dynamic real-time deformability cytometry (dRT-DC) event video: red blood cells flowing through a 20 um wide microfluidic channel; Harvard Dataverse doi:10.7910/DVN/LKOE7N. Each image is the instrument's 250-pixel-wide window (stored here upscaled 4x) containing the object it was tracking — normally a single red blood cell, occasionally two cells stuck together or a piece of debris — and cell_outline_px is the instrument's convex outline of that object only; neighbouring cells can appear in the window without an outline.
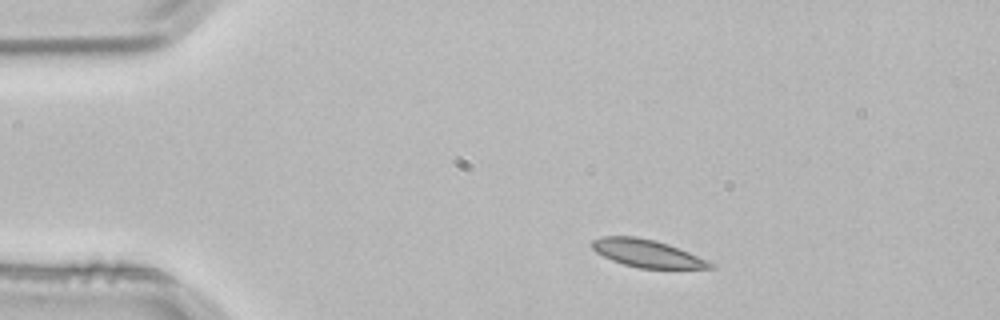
{"species": "common noctule bat (a hibernating species)", "species_latin": "Nyctalus noctula", "temperature_condition": "room temperature", "stored_images_in_passage": 2, "camera_frame_rate_fps": 3000, "um_per_image_px": 0.085, "animal": {"sex": "male", "body_mass_g": 21.5, "forearm_length_mm": 52.0}, "frame": {"image": 1, "passage_image": 1, "time_ms": 0.0, "image_size_px": [1000, 320], "cell_outline_px": [[716, 268], [640, 268], [624, 264], [612, 260], [596, 252], [592, 248], [592, 240], [604, 236], [636, 236], [656, 240], [668, 244], [708, 260], [716, 264]], "centroid_in_image_um": [55.02, 21.53], "position_along_channel_um": 30.0, "area_um2": 18.9}}